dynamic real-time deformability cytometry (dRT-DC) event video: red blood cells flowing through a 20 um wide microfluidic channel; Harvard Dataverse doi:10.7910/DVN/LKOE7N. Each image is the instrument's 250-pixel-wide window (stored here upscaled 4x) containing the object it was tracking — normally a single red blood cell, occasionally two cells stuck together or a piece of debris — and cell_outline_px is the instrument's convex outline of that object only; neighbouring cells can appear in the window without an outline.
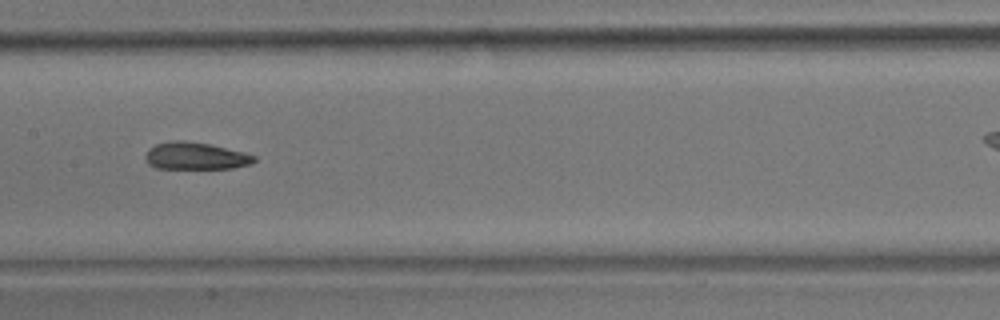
{"species": "common noctule bat (a hibernating species)", "species_latin": "Nyctalus noctula", "temperature_condition": "room temperature", "stored_images_in_passage": 11, "camera_frame_rate_fps": 3000, "um_per_image_px": 0.085, "animal": {"sex": "male", "body_mass_g": 17.9}, "frame": {"image": 1, "passage_image": 7, "time_ms": 2.0, "image_size_px": [1000, 320], "cell_outline_px": [[256, 160], [252, 164], [232, 168], [156, 168], [148, 164], [144, 156], [148, 148], [156, 144], [172, 140], [184, 140], [208, 144], [244, 152], [256, 156]], "centroid_in_image_um": [16.6, 13.25], "position_along_channel_um": 190.8, "area_um2": 17.28}}
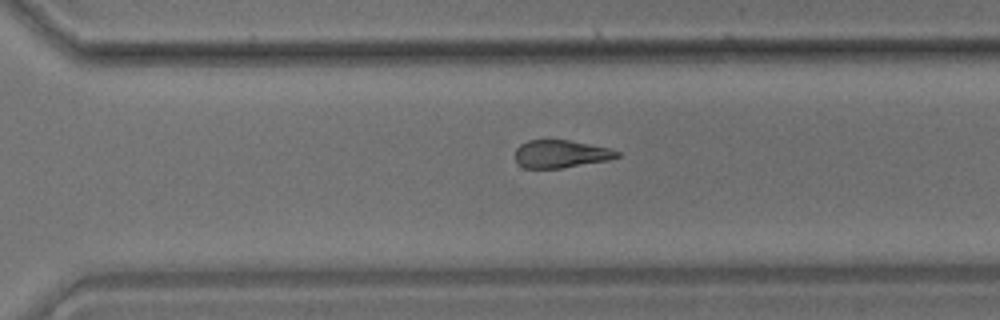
{"frame": {"image": 2, "passage_image": 11, "time_ms": 3.333, "image_size_px": [1000, 320], "cell_outline_px": [[620, 156], [608, 160], [560, 168], [524, 168], [516, 164], [512, 156], [516, 148], [520, 144], [528, 140], [568, 140], [608, 148], [620, 152]], "centroid_in_image_um": [47.58, 13.09], "position_along_channel_um": 323.0, "area_um2": 16.59}}